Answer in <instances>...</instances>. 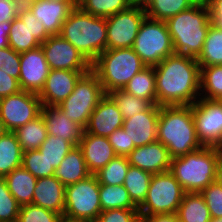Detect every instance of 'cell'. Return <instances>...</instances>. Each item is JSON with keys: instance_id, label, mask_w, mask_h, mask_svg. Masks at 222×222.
<instances>
[{"instance_id": "cell-57", "label": "cell", "mask_w": 222, "mask_h": 222, "mask_svg": "<svg viewBox=\"0 0 222 222\" xmlns=\"http://www.w3.org/2000/svg\"><path fill=\"white\" fill-rule=\"evenodd\" d=\"M5 132L3 126H2V122L0 120V136Z\"/></svg>"}, {"instance_id": "cell-52", "label": "cell", "mask_w": 222, "mask_h": 222, "mask_svg": "<svg viewBox=\"0 0 222 222\" xmlns=\"http://www.w3.org/2000/svg\"><path fill=\"white\" fill-rule=\"evenodd\" d=\"M216 181L222 186V154L217 164Z\"/></svg>"}, {"instance_id": "cell-26", "label": "cell", "mask_w": 222, "mask_h": 222, "mask_svg": "<svg viewBox=\"0 0 222 222\" xmlns=\"http://www.w3.org/2000/svg\"><path fill=\"white\" fill-rule=\"evenodd\" d=\"M4 179L9 192L21 206L32 203L37 178L29 171L20 166L7 174Z\"/></svg>"}, {"instance_id": "cell-25", "label": "cell", "mask_w": 222, "mask_h": 222, "mask_svg": "<svg viewBox=\"0 0 222 222\" xmlns=\"http://www.w3.org/2000/svg\"><path fill=\"white\" fill-rule=\"evenodd\" d=\"M89 172L80 147L74 146L55 169L54 176L64 185H70L89 177Z\"/></svg>"}, {"instance_id": "cell-7", "label": "cell", "mask_w": 222, "mask_h": 222, "mask_svg": "<svg viewBox=\"0 0 222 222\" xmlns=\"http://www.w3.org/2000/svg\"><path fill=\"white\" fill-rule=\"evenodd\" d=\"M105 95L99 78L90 70L79 78L72 94L58 107L69 120L85 129L90 115Z\"/></svg>"}, {"instance_id": "cell-51", "label": "cell", "mask_w": 222, "mask_h": 222, "mask_svg": "<svg viewBox=\"0 0 222 222\" xmlns=\"http://www.w3.org/2000/svg\"><path fill=\"white\" fill-rule=\"evenodd\" d=\"M11 22L0 23V49L9 47L8 34L10 32Z\"/></svg>"}, {"instance_id": "cell-40", "label": "cell", "mask_w": 222, "mask_h": 222, "mask_svg": "<svg viewBox=\"0 0 222 222\" xmlns=\"http://www.w3.org/2000/svg\"><path fill=\"white\" fill-rule=\"evenodd\" d=\"M22 166L37 179L55 174V168L39 150L23 152Z\"/></svg>"}, {"instance_id": "cell-44", "label": "cell", "mask_w": 222, "mask_h": 222, "mask_svg": "<svg viewBox=\"0 0 222 222\" xmlns=\"http://www.w3.org/2000/svg\"><path fill=\"white\" fill-rule=\"evenodd\" d=\"M138 209H110L102 211L95 222H138Z\"/></svg>"}, {"instance_id": "cell-8", "label": "cell", "mask_w": 222, "mask_h": 222, "mask_svg": "<svg viewBox=\"0 0 222 222\" xmlns=\"http://www.w3.org/2000/svg\"><path fill=\"white\" fill-rule=\"evenodd\" d=\"M146 66H155L174 54L166 21L145 17L132 46Z\"/></svg>"}, {"instance_id": "cell-42", "label": "cell", "mask_w": 222, "mask_h": 222, "mask_svg": "<svg viewBox=\"0 0 222 222\" xmlns=\"http://www.w3.org/2000/svg\"><path fill=\"white\" fill-rule=\"evenodd\" d=\"M20 207L9 192L6 180L0 178V222H17Z\"/></svg>"}, {"instance_id": "cell-53", "label": "cell", "mask_w": 222, "mask_h": 222, "mask_svg": "<svg viewBox=\"0 0 222 222\" xmlns=\"http://www.w3.org/2000/svg\"><path fill=\"white\" fill-rule=\"evenodd\" d=\"M7 62V47L0 49V69Z\"/></svg>"}, {"instance_id": "cell-32", "label": "cell", "mask_w": 222, "mask_h": 222, "mask_svg": "<svg viewBox=\"0 0 222 222\" xmlns=\"http://www.w3.org/2000/svg\"><path fill=\"white\" fill-rule=\"evenodd\" d=\"M196 61L200 67L222 65V29L215 24L210 26Z\"/></svg>"}, {"instance_id": "cell-34", "label": "cell", "mask_w": 222, "mask_h": 222, "mask_svg": "<svg viewBox=\"0 0 222 222\" xmlns=\"http://www.w3.org/2000/svg\"><path fill=\"white\" fill-rule=\"evenodd\" d=\"M153 174L131 166L124 181L132 202L139 207L145 200Z\"/></svg>"}, {"instance_id": "cell-3", "label": "cell", "mask_w": 222, "mask_h": 222, "mask_svg": "<svg viewBox=\"0 0 222 222\" xmlns=\"http://www.w3.org/2000/svg\"><path fill=\"white\" fill-rule=\"evenodd\" d=\"M166 24L174 52L197 58L213 23L206 1L199 0L191 8L169 18Z\"/></svg>"}, {"instance_id": "cell-50", "label": "cell", "mask_w": 222, "mask_h": 222, "mask_svg": "<svg viewBox=\"0 0 222 222\" xmlns=\"http://www.w3.org/2000/svg\"><path fill=\"white\" fill-rule=\"evenodd\" d=\"M138 222H179L177 214L140 215Z\"/></svg>"}, {"instance_id": "cell-1", "label": "cell", "mask_w": 222, "mask_h": 222, "mask_svg": "<svg viewBox=\"0 0 222 222\" xmlns=\"http://www.w3.org/2000/svg\"><path fill=\"white\" fill-rule=\"evenodd\" d=\"M154 69L157 105H193L199 100L200 66L196 58L174 53Z\"/></svg>"}, {"instance_id": "cell-60", "label": "cell", "mask_w": 222, "mask_h": 222, "mask_svg": "<svg viewBox=\"0 0 222 222\" xmlns=\"http://www.w3.org/2000/svg\"><path fill=\"white\" fill-rule=\"evenodd\" d=\"M217 100L222 103V95Z\"/></svg>"}, {"instance_id": "cell-22", "label": "cell", "mask_w": 222, "mask_h": 222, "mask_svg": "<svg viewBox=\"0 0 222 222\" xmlns=\"http://www.w3.org/2000/svg\"><path fill=\"white\" fill-rule=\"evenodd\" d=\"M78 146L82 150L83 158L92 175L117 156L108 137L96 136L85 131Z\"/></svg>"}, {"instance_id": "cell-29", "label": "cell", "mask_w": 222, "mask_h": 222, "mask_svg": "<svg viewBox=\"0 0 222 222\" xmlns=\"http://www.w3.org/2000/svg\"><path fill=\"white\" fill-rule=\"evenodd\" d=\"M123 90L126 93L149 101L152 105H157L154 66H146L126 84Z\"/></svg>"}, {"instance_id": "cell-9", "label": "cell", "mask_w": 222, "mask_h": 222, "mask_svg": "<svg viewBox=\"0 0 222 222\" xmlns=\"http://www.w3.org/2000/svg\"><path fill=\"white\" fill-rule=\"evenodd\" d=\"M186 192L170 171L153 174L140 215L176 214Z\"/></svg>"}, {"instance_id": "cell-23", "label": "cell", "mask_w": 222, "mask_h": 222, "mask_svg": "<svg viewBox=\"0 0 222 222\" xmlns=\"http://www.w3.org/2000/svg\"><path fill=\"white\" fill-rule=\"evenodd\" d=\"M41 114L44 119L47 134L59 136L77 146L82 138L84 129L69 120L56 105H42Z\"/></svg>"}, {"instance_id": "cell-2", "label": "cell", "mask_w": 222, "mask_h": 222, "mask_svg": "<svg viewBox=\"0 0 222 222\" xmlns=\"http://www.w3.org/2000/svg\"><path fill=\"white\" fill-rule=\"evenodd\" d=\"M157 139L168 149L171 159L200 149L192 106H160Z\"/></svg>"}, {"instance_id": "cell-58", "label": "cell", "mask_w": 222, "mask_h": 222, "mask_svg": "<svg viewBox=\"0 0 222 222\" xmlns=\"http://www.w3.org/2000/svg\"><path fill=\"white\" fill-rule=\"evenodd\" d=\"M211 222H222V218H218V219H211Z\"/></svg>"}, {"instance_id": "cell-33", "label": "cell", "mask_w": 222, "mask_h": 222, "mask_svg": "<svg viewBox=\"0 0 222 222\" xmlns=\"http://www.w3.org/2000/svg\"><path fill=\"white\" fill-rule=\"evenodd\" d=\"M102 211L110 209H138L124 185L99 184Z\"/></svg>"}, {"instance_id": "cell-24", "label": "cell", "mask_w": 222, "mask_h": 222, "mask_svg": "<svg viewBox=\"0 0 222 222\" xmlns=\"http://www.w3.org/2000/svg\"><path fill=\"white\" fill-rule=\"evenodd\" d=\"M65 191L66 186L54 175L38 178L32 203L63 216L65 209Z\"/></svg>"}, {"instance_id": "cell-47", "label": "cell", "mask_w": 222, "mask_h": 222, "mask_svg": "<svg viewBox=\"0 0 222 222\" xmlns=\"http://www.w3.org/2000/svg\"><path fill=\"white\" fill-rule=\"evenodd\" d=\"M21 91L19 80L0 70V98L13 95Z\"/></svg>"}, {"instance_id": "cell-6", "label": "cell", "mask_w": 222, "mask_h": 222, "mask_svg": "<svg viewBox=\"0 0 222 222\" xmlns=\"http://www.w3.org/2000/svg\"><path fill=\"white\" fill-rule=\"evenodd\" d=\"M145 67L146 64L132 47L106 49L91 63V70L99 78L106 94L114 90H123Z\"/></svg>"}, {"instance_id": "cell-38", "label": "cell", "mask_w": 222, "mask_h": 222, "mask_svg": "<svg viewBox=\"0 0 222 222\" xmlns=\"http://www.w3.org/2000/svg\"><path fill=\"white\" fill-rule=\"evenodd\" d=\"M108 95L117 104L123 119L131 118L146 111L152 105L149 101L126 93L124 90H114L109 92Z\"/></svg>"}, {"instance_id": "cell-20", "label": "cell", "mask_w": 222, "mask_h": 222, "mask_svg": "<svg viewBox=\"0 0 222 222\" xmlns=\"http://www.w3.org/2000/svg\"><path fill=\"white\" fill-rule=\"evenodd\" d=\"M78 7V3L55 2L50 0H34L27 8L37 20L43 24L50 36L59 35L62 24L70 12Z\"/></svg>"}, {"instance_id": "cell-28", "label": "cell", "mask_w": 222, "mask_h": 222, "mask_svg": "<svg viewBox=\"0 0 222 222\" xmlns=\"http://www.w3.org/2000/svg\"><path fill=\"white\" fill-rule=\"evenodd\" d=\"M179 222H211L210 210L199 192L185 193L179 205Z\"/></svg>"}, {"instance_id": "cell-5", "label": "cell", "mask_w": 222, "mask_h": 222, "mask_svg": "<svg viewBox=\"0 0 222 222\" xmlns=\"http://www.w3.org/2000/svg\"><path fill=\"white\" fill-rule=\"evenodd\" d=\"M92 63L107 47L106 18L74 8L62 24L60 34Z\"/></svg>"}, {"instance_id": "cell-56", "label": "cell", "mask_w": 222, "mask_h": 222, "mask_svg": "<svg viewBox=\"0 0 222 222\" xmlns=\"http://www.w3.org/2000/svg\"><path fill=\"white\" fill-rule=\"evenodd\" d=\"M60 222H89V221L69 220V219H66V218L63 217L60 220Z\"/></svg>"}, {"instance_id": "cell-37", "label": "cell", "mask_w": 222, "mask_h": 222, "mask_svg": "<svg viewBox=\"0 0 222 222\" xmlns=\"http://www.w3.org/2000/svg\"><path fill=\"white\" fill-rule=\"evenodd\" d=\"M130 163L126 156H116L94 175L99 184L123 185Z\"/></svg>"}, {"instance_id": "cell-10", "label": "cell", "mask_w": 222, "mask_h": 222, "mask_svg": "<svg viewBox=\"0 0 222 222\" xmlns=\"http://www.w3.org/2000/svg\"><path fill=\"white\" fill-rule=\"evenodd\" d=\"M101 212L99 183L95 175L66 186L64 218L95 222Z\"/></svg>"}, {"instance_id": "cell-49", "label": "cell", "mask_w": 222, "mask_h": 222, "mask_svg": "<svg viewBox=\"0 0 222 222\" xmlns=\"http://www.w3.org/2000/svg\"><path fill=\"white\" fill-rule=\"evenodd\" d=\"M213 24L222 29V0H205Z\"/></svg>"}, {"instance_id": "cell-12", "label": "cell", "mask_w": 222, "mask_h": 222, "mask_svg": "<svg viewBox=\"0 0 222 222\" xmlns=\"http://www.w3.org/2000/svg\"><path fill=\"white\" fill-rule=\"evenodd\" d=\"M39 95L24 90L0 98V120L5 131L14 132L41 114Z\"/></svg>"}, {"instance_id": "cell-59", "label": "cell", "mask_w": 222, "mask_h": 222, "mask_svg": "<svg viewBox=\"0 0 222 222\" xmlns=\"http://www.w3.org/2000/svg\"><path fill=\"white\" fill-rule=\"evenodd\" d=\"M146 0H134L135 3L143 4Z\"/></svg>"}, {"instance_id": "cell-36", "label": "cell", "mask_w": 222, "mask_h": 222, "mask_svg": "<svg viewBox=\"0 0 222 222\" xmlns=\"http://www.w3.org/2000/svg\"><path fill=\"white\" fill-rule=\"evenodd\" d=\"M200 98L218 99L222 95V65L200 67Z\"/></svg>"}, {"instance_id": "cell-41", "label": "cell", "mask_w": 222, "mask_h": 222, "mask_svg": "<svg viewBox=\"0 0 222 222\" xmlns=\"http://www.w3.org/2000/svg\"><path fill=\"white\" fill-rule=\"evenodd\" d=\"M62 215L30 203L22 205L17 222H60Z\"/></svg>"}, {"instance_id": "cell-43", "label": "cell", "mask_w": 222, "mask_h": 222, "mask_svg": "<svg viewBox=\"0 0 222 222\" xmlns=\"http://www.w3.org/2000/svg\"><path fill=\"white\" fill-rule=\"evenodd\" d=\"M200 194L204 197L212 219L222 218V186L214 181L205 187Z\"/></svg>"}, {"instance_id": "cell-46", "label": "cell", "mask_w": 222, "mask_h": 222, "mask_svg": "<svg viewBox=\"0 0 222 222\" xmlns=\"http://www.w3.org/2000/svg\"><path fill=\"white\" fill-rule=\"evenodd\" d=\"M7 75L19 80L20 76V53L13 50L11 47H7V62L1 69Z\"/></svg>"}, {"instance_id": "cell-48", "label": "cell", "mask_w": 222, "mask_h": 222, "mask_svg": "<svg viewBox=\"0 0 222 222\" xmlns=\"http://www.w3.org/2000/svg\"><path fill=\"white\" fill-rule=\"evenodd\" d=\"M19 8L15 0H0V23L13 21L18 16Z\"/></svg>"}, {"instance_id": "cell-14", "label": "cell", "mask_w": 222, "mask_h": 222, "mask_svg": "<svg viewBox=\"0 0 222 222\" xmlns=\"http://www.w3.org/2000/svg\"><path fill=\"white\" fill-rule=\"evenodd\" d=\"M50 35L27 7H20L11 21L9 47L18 53L39 47Z\"/></svg>"}, {"instance_id": "cell-15", "label": "cell", "mask_w": 222, "mask_h": 222, "mask_svg": "<svg viewBox=\"0 0 222 222\" xmlns=\"http://www.w3.org/2000/svg\"><path fill=\"white\" fill-rule=\"evenodd\" d=\"M41 47L50 70H91V63L61 35L49 36Z\"/></svg>"}, {"instance_id": "cell-30", "label": "cell", "mask_w": 222, "mask_h": 222, "mask_svg": "<svg viewBox=\"0 0 222 222\" xmlns=\"http://www.w3.org/2000/svg\"><path fill=\"white\" fill-rule=\"evenodd\" d=\"M199 0H146L143 3L147 17L160 21L185 11L195 5Z\"/></svg>"}, {"instance_id": "cell-16", "label": "cell", "mask_w": 222, "mask_h": 222, "mask_svg": "<svg viewBox=\"0 0 222 222\" xmlns=\"http://www.w3.org/2000/svg\"><path fill=\"white\" fill-rule=\"evenodd\" d=\"M49 72L50 67L41 45L20 53L19 84L21 90L39 95L44 88Z\"/></svg>"}, {"instance_id": "cell-45", "label": "cell", "mask_w": 222, "mask_h": 222, "mask_svg": "<svg viewBox=\"0 0 222 222\" xmlns=\"http://www.w3.org/2000/svg\"><path fill=\"white\" fill-rule=\"evenodd\" d=\"M109 143L112 145L114 152L117 156H128L135 148L133 141L126 134L125 130L121 127L116 129L109 137Z\"/></svg>"}, {"instance_id": "cell-21", "label": "cell", "mask_w": 222, "mask_h": 222, "mask_svg": "<svg viewBox=\"0 0 222 222\" xmlns=\"http://www.w3.org/2000/svg\"><path fill=\"white\" fill-rule=\"evenodd\" d=\"M131 166L151 174L170 170L171 157L168 149L159 141L135 147L127 156Z\"/></svg>"}, {"instance_id": "cell-11", "label": "cell", "mask_w": 222, "mask_h": 222, "mask_svg": "<svg viewBox=\"0 0 222 222\" xmlns=\"http://www.w3.org/2000/svg\"><path fill=\"white\" fill-rule=\"evenodd\" d=\"M145 17L144 6L140 3H134L128 9L107 17L106 49L132 47Z\"/></svg>"}, {"instance_id": "cell-17", "label": "cell", "mask_w": 222, "mask_h": 222, "mask_svg": "<svg viewBox=\"0 0 222 222\" xmlns=\"http://www.w3.org/2000/svg\"><path fill=\"white\" fill-rule=\"evenodd\" d=\"M89 71L50 70L39 94L42 105L58 106L74 91L79 78Z\"/></svg>"}, {"instance_id": "cell-35", "label": "cell", "mask_w": 222, "mask_h": 222, "mask_svg": "<svg viewBox=\"0 0 222 222\" xmlns=\"http://www.w3.org/2000/svg\"><path fill=\"white\" fill-rule=\"evenodd\" d=\"M134 0H79L78 6L86 13L107 18L128 9Z\"/></svg>"}, {"instance_id": "cell-39", "label": "cell", "mask_w": 222, "mask_h": 222, "mask_svg": "<svg viewBox=\"0 0 222 222\" xmlns=\"http://www.w3.org/2000/svg\"><path fill=\"white\" fill-rule=\"evenodd\" d=\"M72 147L74 146L69 141L59 136L47 134L46 140L40 145L38 150L48 160L49 164L56 169Z\"/></svg>"}, {"instance_id": "cell-18", "label": "cell", "mask_w": 222, "mask_h": 222, "mask_svg": "<svg viewBox=\"0 0 222 222\" xmlns=\"http://www.w3.org/2000/svg\"><path fill=\"white\" fill-rule=\"evenodd\" d=\"M160 106L151 105L146 111L124 119L122 128L133 141L135 147L144 146L158 141L157 122Z\"/></svg>"}, {"instance_id": "cell-19", "label": "cell", "mask_w": 222, "mask_h": 222, "mask_svg": "<svg viewBox=\"0 0 222 222\" xmlns=\"http://www.w3.org/2000/svg\"><path fill=\"white\" fill-rule=\"evenodd\" d=\"M124 119L117 104L106 94L89 117L84 131L96 136L109 137L123 126Z\"/></svg>"}, {"instance_id": "cell-27", "label": "cell", "mask_w": 222, "mask_h": 222, "mask_svg": "<svg viewBox=\"0 0 222 222\" xmlns=\"http://www.w3.org/2000/svg\"><path fill=\"white\" fill-rule=\"evenodd\" d=\"M23 151L12 131L0 136V178H4L15 168L22 166Z\"/></svg>"}, {"instance_id": "cell-31", "label": "cell", "mask_w": 222, "mask_h": 222, "mask_svg": "<svg viewBox=\"0 0 222 222\" xmlns=\"http://www.w3.org/2000/svg\"><path fill=\"white\" fill-rule=\"evenodd\" d=\"M14 133L23 152L38 150L47 137V128L42 114L17 128Z\"/></svg>"}, {"instance_id": "cell-13", "label": "cell", "mask_w": 222, "mask_h": 222, "mask_svg": "<svg viewBox=\"0 0 222 222\" xmlns=\"http://www.w3.org/2000/svg\"><path fill=\"white\" fill-rule=\"evenodd\" d=\"M191 106L198 141L202 146L222 148V103L199 98Z\"/></svg>"}, {"instance_id": "cell-4", "label": "cell", "mask_w": 222, "mask_h": 222, "mask_svg": "<svg viewBox=\"0 0 222 222\" xmlns=\"http://www.w3.org/2000/svg\"><path fill=\"white\" fill-rule=\"evenodd\" d=\"M222 148L202 146L200 149L171 159L170 172L186 193L201 192L216 181L217 164Z\"/></svg>"}, {"instance_id": "cell-54", "label": "cell", "mask_w": 222, "mask_h": 222, "mask_svg": "<svg viewBox=\"0 0 222 222\" xmlns=\"http://www.w3.org/2000/svg\"><path fill=\"white\" fill-rule=\"evenodd\" d=\"M16 4L19 7H27L29 4H31L34 0H15Z\"/></svg>"}, {"instance_id": "cell-55", "label": "cell", "mask_w": 222, "mask_h": 222, "mask_svg": "<svg viewBox=\"0 0 222 222\" xmlns=\"http://www.w3.org/2000/svg\"><path fill=\"white\" fill-rule=\"evenodd\" d=\"M55 2L78 3V0H50Z\"/></svg>"}]
</instances>
